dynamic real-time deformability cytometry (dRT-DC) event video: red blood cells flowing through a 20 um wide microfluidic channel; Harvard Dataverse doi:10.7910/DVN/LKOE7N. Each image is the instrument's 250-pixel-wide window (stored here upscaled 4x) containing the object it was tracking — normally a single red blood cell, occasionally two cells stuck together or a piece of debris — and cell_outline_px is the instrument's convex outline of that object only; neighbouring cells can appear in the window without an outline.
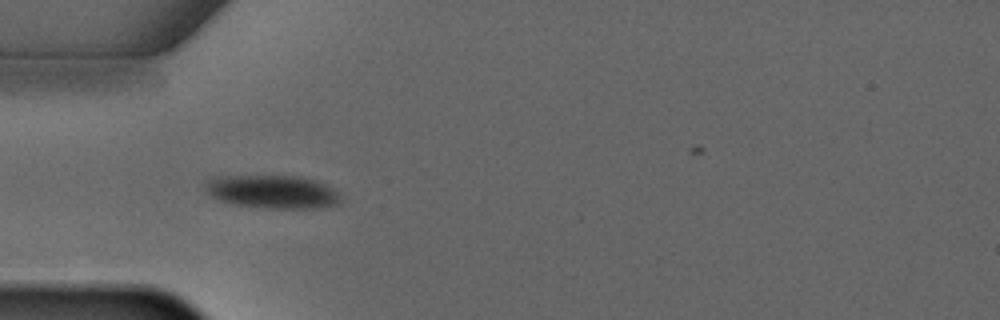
{"species": "common noctule bat (a hibernating species)", "species_latin": "Nyctalus noctula", "temperature_condition": "warm", "stored_images_in_passage": 4, "camera_frame_rate_fps": 3000, "um_per_image_px": 0.085, "animal": {"sex": "male", "forearm_length_mm": 52.5}, "frame": {"image": 1, "passage_image": 4, "time_ms": 3.333, "image_size_px": [1000, 320], "cell_outline_px": [[340, 200], [336, 204], [324, 208], [264, 208], [236, 204], [220, 200], [212, 196], [204, 188], [208, 180], [228, 176], [292, 176], [312, 180], [324, 184], [336, 192], [340, 196]], "centroid_in_image_um": [23.17, 16.31], "position_along_channel_um": 61.8, "area_um2": 25.61}}